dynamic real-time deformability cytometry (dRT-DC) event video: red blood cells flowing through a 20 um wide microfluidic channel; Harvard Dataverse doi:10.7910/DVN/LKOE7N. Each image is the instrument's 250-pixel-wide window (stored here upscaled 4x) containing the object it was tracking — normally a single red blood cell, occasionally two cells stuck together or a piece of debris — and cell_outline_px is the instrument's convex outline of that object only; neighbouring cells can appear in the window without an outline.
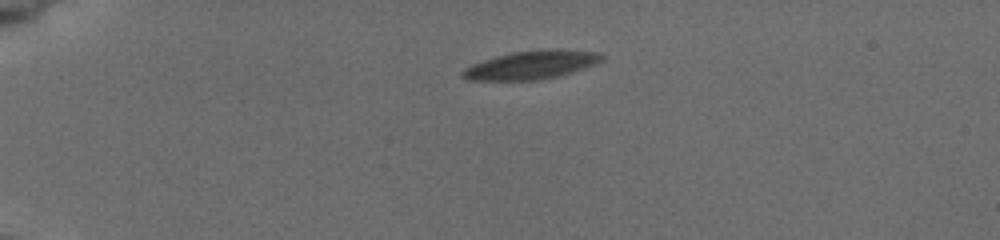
{"species": "common noctule bat (a hibernating species)", "species_latin": "Nyctalus noctula", "temperature_condition": "cold", "stored_images_in_passage": 3, "camera_frame_rate_fps": 3000, "um_per_image_px": 0.085, "animal": {"sex": "female", "body_mass_g": 19.5, "forearm_length_mm": 54.1}, "frame": {"image": 1, "passage_image": 1, "time_ms": 0.0, "image_size_px": [1000, 240], "cell_outline_px": [[604, 60], [596, 64], [584, 68], [556, 76], [540, 80], [468, 80], [460, 76], [460, 72], [464, 68], [472, 64], [496, 56], [512, 52], [600, 52], [604, 56]], "centroid_in_image_um": [45.06, 5.58], "position_along_channel_um": 39.9, "area_um2": 21.91}}